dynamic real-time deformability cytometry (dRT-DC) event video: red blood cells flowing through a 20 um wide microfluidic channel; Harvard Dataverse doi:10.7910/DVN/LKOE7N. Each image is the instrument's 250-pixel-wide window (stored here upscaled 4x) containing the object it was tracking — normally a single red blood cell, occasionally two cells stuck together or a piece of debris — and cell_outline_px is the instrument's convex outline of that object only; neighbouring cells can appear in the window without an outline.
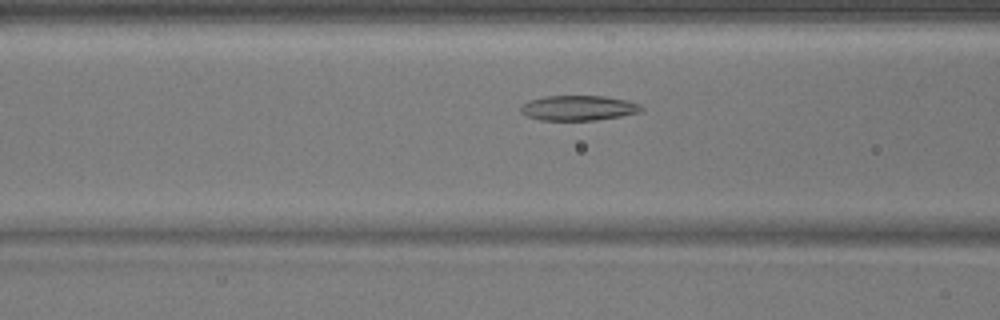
{"species": "common noctule bat (a hibernating species)", "species_latin": "Nyctalus noctula", "temperature_condition": "warm", "stored_images_in_passage": 48, "camera_frame_rate_fps": 3000, "um_per_image_px": 0.085, "animal": {"sex": "male", "body_mass_g": 17.9}, "frame": {"image": 1, "passage_image": 18, "time_ms": 5.667, "image_size_px": [1000, 320], "cell_outline_px": [[644, 108], [640, 112], [620, 116], [596, 120], [540, 120], [528, 116], [520, 112], [520, 108], [528, 100], [544, 96], [604, 96], [628, 100], [640, 104]], "centroid_in_image_um": [49.18, 9.17], "position_along_channel_um": 117.4, "area_um2": 17.63}}
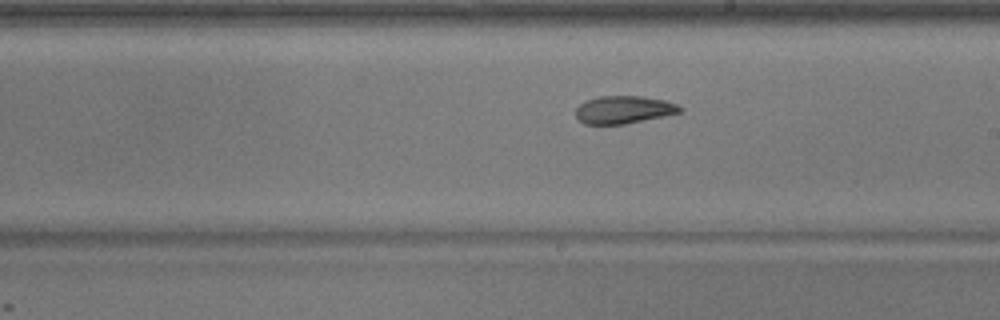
{"frame": {"image": 2, "passage_image": 27, "time_ms": 8.667, "image_size_px": [1000, 320], "cell_outline_px": [[684, 108], [680, 112], [664, 116], [624, 124], [584, 124], [576, 116], [576, 108], [580, 104], [588, 100], [600, 96], [640, 96], [664, 100], [676, 104]], "centroid_in_image_um": [53.02, 9.32], "position_along_channel_um": 236.0, "area_um2": 16.65}}
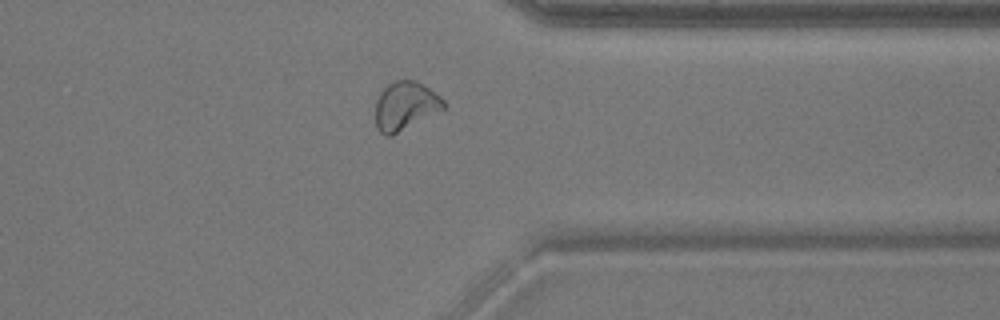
{"frame": {"image": 3, "passage_image": 38, "time_ms": 12.333, "image_size_px": [1000, 320], "cell_outline_px": [[444, 108], [392, 136], [384, 136], [380, 132], [376, 124], [376, 100], [380, 92], [388, 84], [396, 80], [416, 80], [440, 96], [444, 100]], "centroid_in_image_um": [34.42, 9.0], "position_along_channel_um": 377.0, "area_um2": 19.02}}